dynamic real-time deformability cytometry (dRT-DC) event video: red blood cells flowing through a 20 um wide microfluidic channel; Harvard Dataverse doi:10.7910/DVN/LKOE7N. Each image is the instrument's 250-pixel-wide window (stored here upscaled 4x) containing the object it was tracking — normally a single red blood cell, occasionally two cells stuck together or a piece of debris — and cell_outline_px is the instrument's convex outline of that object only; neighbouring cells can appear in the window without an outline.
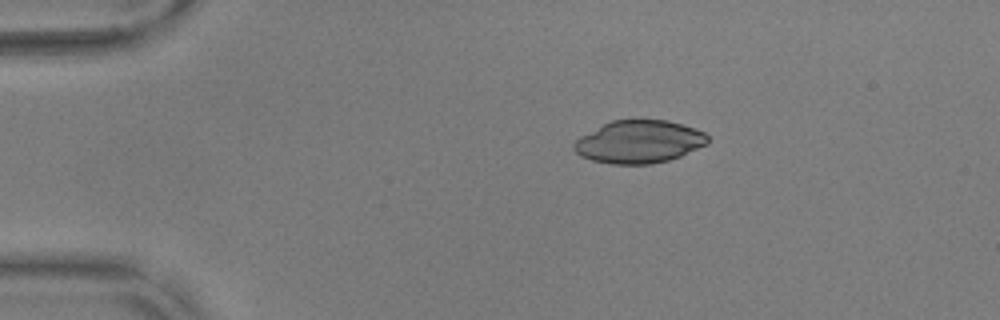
{"species": "common noctule bat (a hibernating species)", "species_latin": "Nyctalus noctula", "temperature_condition": "warm", "stored_images_in_passage": 34, "camera_frame_rate_fps": 3000, "um_per_image_px": 0.085, "animal": {"sex": "male", "body_mass_g": 17.9, "forearm_length_mm": 54.2}, "frame": {"image": 1, "passage_image": 2, "time_ms": 0.333, "image_size_px": [1000, 320], "cell_outline_px": [[708, 144], [680, 156], [668, 160], [648, 164], [612, 164], [592, 160], [580, 156], [572, 148], [572, 144], [580, 136], [612, 120], [668, 120], [704, 132], [708, 136]], "centroid_in_image_um": [54.3, 12.06], "position_along_channel_um": 30.7, "area_um2": 33.12}}
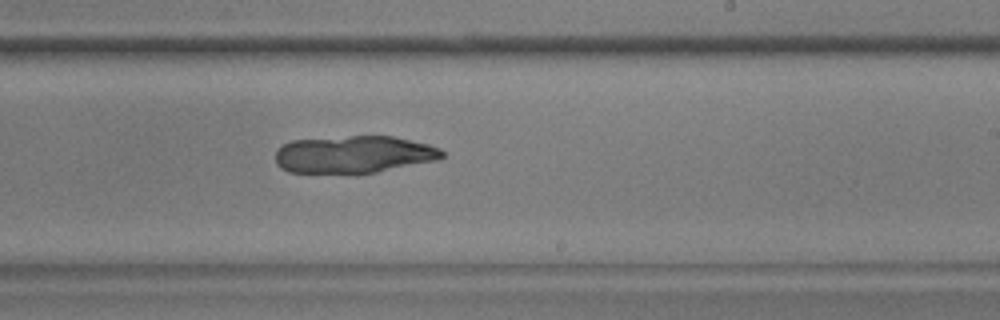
{"frame": {"image": 2, "passage_image": 25, "time_ms": 8.0, "image_size_px": [1000, 320], "cell_outline_px": [[444, 156], [440, 160], [376, 172], [288, 172], [280, 168], [276, 164], [276, 152], [284, 144], [292, 140], [348, 136], [392, 136], [428, 144], [440, 148], [444, 152]], "centroid_in_image_um": [30.11, 13.12], "position_along_channel_um": 258.9, "area_um2": 36.07}}